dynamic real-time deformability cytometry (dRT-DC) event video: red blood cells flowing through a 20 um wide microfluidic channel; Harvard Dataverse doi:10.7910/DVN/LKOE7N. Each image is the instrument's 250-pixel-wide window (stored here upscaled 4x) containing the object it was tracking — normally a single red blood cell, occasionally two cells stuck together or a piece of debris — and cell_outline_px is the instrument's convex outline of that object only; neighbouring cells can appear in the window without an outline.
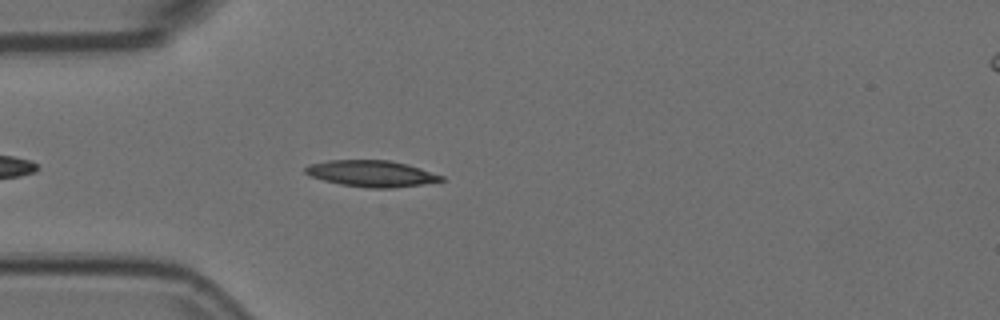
{"species": "Egyptian fruit bat (a non-hibernating species)", "species_latin": "Rousettus aegyptiacus", "temperature_condition": "room temperature", "stored_images_in_passage": 4, "camera_frame_rate_fps": 3000, "um_per_image_px": 0.085, "animal": {"sex": "female"}, "frame": {"image": 1, "passage_image": 4, "time_ms": 1.0, "image_size_px": [1000, 320], "cell_outline_px": [[444, 180], [420, 184], [392, 188], [368, 188], [340, 184], [324, 180], [312, 176], [304, 172], [304, 168], [308, 164], [328, 160], [388, 160], [408, 164], [444, 176]], "centroid_in_image_um": [31.55, 14.74], "position_along_channel_um": 53.4, "area_um2": 20.75}}